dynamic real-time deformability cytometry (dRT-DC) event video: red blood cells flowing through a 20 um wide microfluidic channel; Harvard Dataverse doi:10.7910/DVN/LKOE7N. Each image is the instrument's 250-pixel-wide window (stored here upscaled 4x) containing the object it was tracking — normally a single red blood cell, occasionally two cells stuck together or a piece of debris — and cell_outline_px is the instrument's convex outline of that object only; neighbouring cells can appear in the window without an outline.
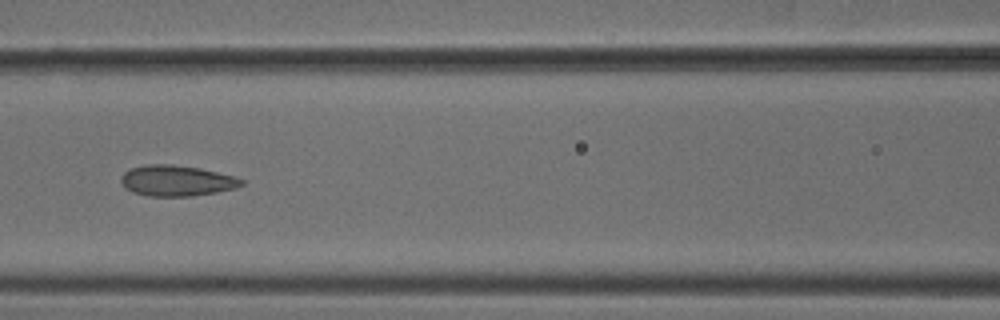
{"species": "common noctule bat (a hibernating species)", "species_latin": "Nyctalus noctula", "temperature_condition": "cold", "stored_images_in_passage": 9, "camera_frame_rate_fps": 3000, "um_per_image_px": 0.085, "animal": {"sex": "male", "body_mass_g": 18.8}, "frame": {"image": 1, "passage_image": 6, "time_ms": 1.667, "image_size_px": [1000, 320], "cell_outline_px": [[244, 184], [236, 188], [216, 192], [192, 196], [148, 196], [132, 192], [124, 188], [120, 180], [120, 176], [124, 172], [132, 168], [148, 164], [172, 164], [200, 168], [232, 176], [244, 180]], "centroid_in_image_um": [14.98, 15.36], "position_along_channel_um": 151.6, "area_um2": 21.62}}
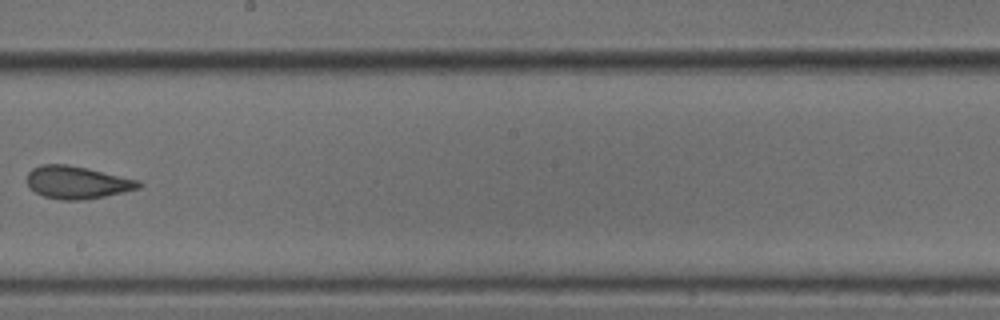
{"frame": {"image": 2, "passage_image": 8, "time_ms": 2.333, "image_size_px": [1000, 320], "cell_outline_px": [[144, 184], [140, 188], [88, 200], [60, 200], [44, 196], [28, 188], [28, 172], [32, 168], [40, 164], [64, 164], [84, 168], [140, 180]], "centroid_in_image_um": [6.56, 15.52], "position_along_channel_um": 241.6, "area_um2": 21.21}}
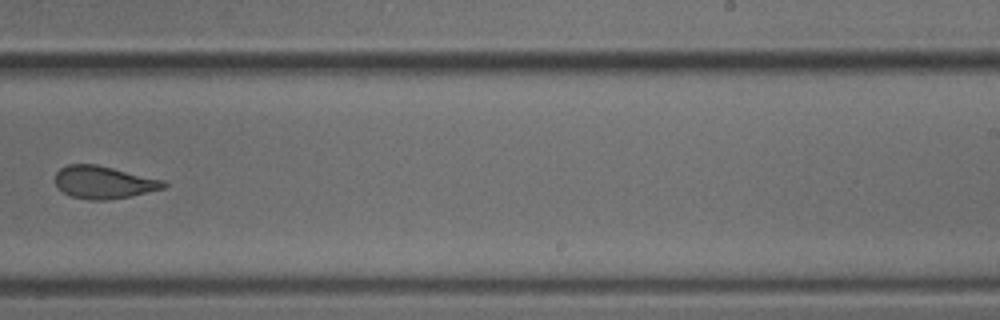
{"frame": {"image": 3, "passage_image": 9, "time_ms": 2.667, "image_size_px": [1000, 320], "cell_outline_px": [[168, 184], [164, 188], [128, 196], [104, 200], [88, 200], [72, 196], [56, 188], [56, 172], [60, 168], [68, 164], [96, 164], [164, 180]], "centroid_in_image_um": [8.79, 15.49], "position_along_channel_um": 280.2, "area_um2": 20.4}}